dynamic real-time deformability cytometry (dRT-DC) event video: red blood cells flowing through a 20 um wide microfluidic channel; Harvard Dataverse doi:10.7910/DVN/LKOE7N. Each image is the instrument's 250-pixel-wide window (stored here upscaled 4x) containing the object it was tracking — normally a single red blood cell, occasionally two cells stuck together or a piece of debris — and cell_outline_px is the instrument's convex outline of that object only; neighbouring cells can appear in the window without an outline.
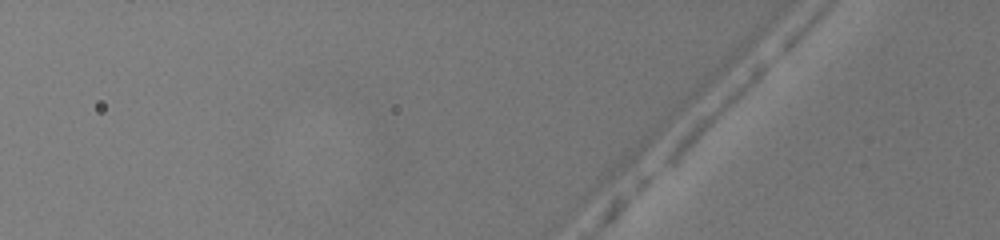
{"species": "common noctule bat (a hibernating species)", "species_latin": "Nyctalus noctula", "temperature_condition": "warm", "stored_images_in_passage": 2, "camera_frame_rate_fps": 3000, "um_per_image_px": 0.085, "animal": {"sex": "female", "body_mass_g": 19.5, "forearm_length_mm": 54.1}, "frame": {"image": 1, "passage_image": 2, "time_ms": 0.333, "image_size_px": [1000, 240], "cell_outline_px": [[772, 60], [708, 124], [668, 160], [664, 160], [664, 156], [676, 136], [732, 84], [760, 60], [772, 56]], "centroid_in_image_um": [60.77, 9.22], "position_along_channel_um": 65.0, "area_um2": 11.44}}